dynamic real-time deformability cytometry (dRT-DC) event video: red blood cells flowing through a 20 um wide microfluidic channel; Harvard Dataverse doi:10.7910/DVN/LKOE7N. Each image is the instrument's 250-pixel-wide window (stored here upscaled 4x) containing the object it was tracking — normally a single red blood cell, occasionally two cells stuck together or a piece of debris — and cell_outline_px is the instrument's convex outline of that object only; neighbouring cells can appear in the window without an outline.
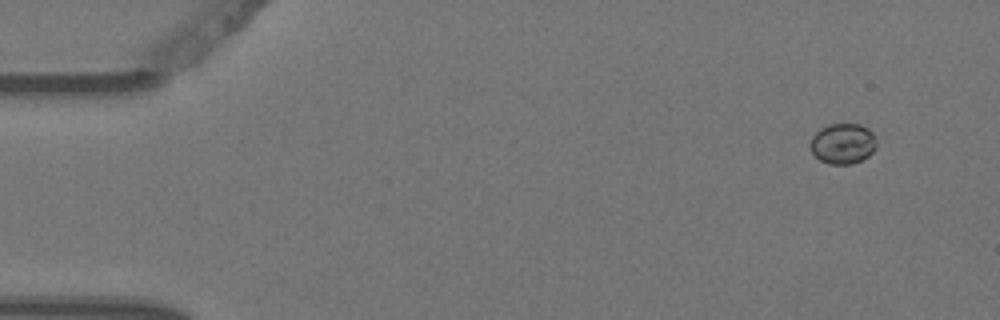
{"species": "Egyptian fruit bat (a non-hibernating species)", "species_latin": "Rousettus aegyptiacus", "temperature_condition": "warm", "stored_images_in_passage": 4, "camera_frame_rate_fps": 3000, "um_per_image_px": 0.085, "animal": {"sex": "female"}, "frame": {"image": 1, "passage_image": 1, "time_ms": 0.0, "image_size_px": [1000, 320], "cell_outline_px": [[876, 148], [868, 156], [852, 164], [828, 164], [820, 160], [812, 152], [808, 144], [812, 136], [820, 128], [828, 124], [860, 124], [868, 128], [872, 132], [876, 140]], "centroid_in_image_um": [71.62, 12.2], "position_along_channel_um": 13.4, "area_um2": 15.78}}
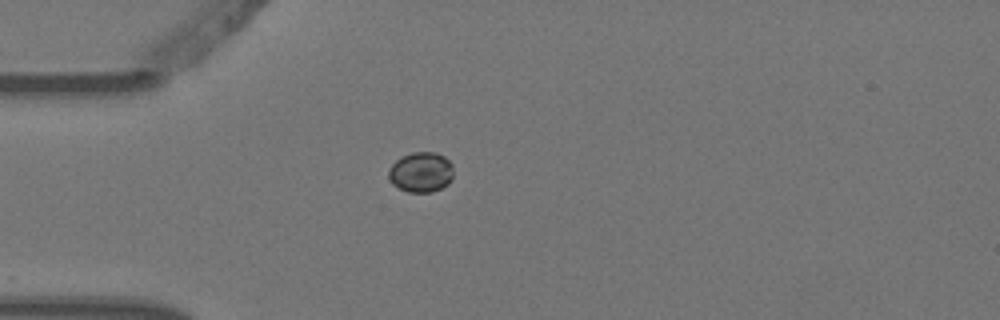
{"frame": {"image": 2, "passage_image": 4, "time_ms": 1.0, "image_size_px": [1000, 320], "cell_outline_px": [[452, 180], [448, 184], [432, 192], [408, 192], [392, 184], [388, 176], [388, 168], [400, 156], [412, 152], [432, 152], [444, 156], [452, 164]], "centroid_in_image_um": [35.76, 14.63], "position_along_channel_um": 49.2, "area_um2": 15.26}}